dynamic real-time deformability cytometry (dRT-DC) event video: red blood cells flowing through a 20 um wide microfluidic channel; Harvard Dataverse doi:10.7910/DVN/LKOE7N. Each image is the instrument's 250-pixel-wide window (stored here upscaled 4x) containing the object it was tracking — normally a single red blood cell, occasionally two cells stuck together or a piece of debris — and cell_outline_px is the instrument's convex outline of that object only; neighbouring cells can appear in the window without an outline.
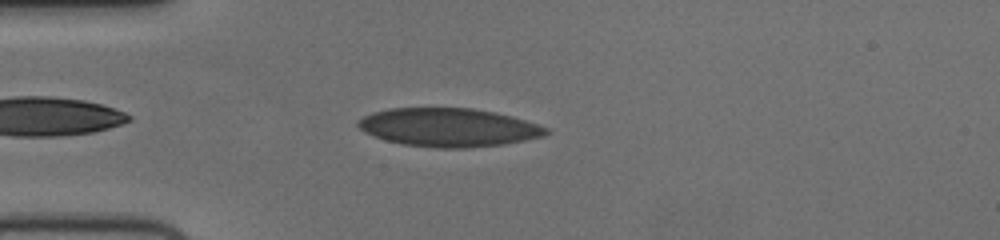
{"species": "human", "species_latin": "Homo sapiens", "temperature_condition": "cold", "stored_images_in_passage": 39, "camera_frame_rate_fps": 3000, "um_per_image_px": 0.085, "donor": {"sex": "female"}, "frame": {"image": 1, "passage_image": 4, "time_ms": 1.0, "image_size_px": [1000, 240], "cell_outline_px": [[548, 132], [544, 136], [524, 140], [500, 144], [464, 148], [436, 148], [404, 144], [388, 140], [364, 132], [356, 124], [364, 116], [372, 112], [388, 108], [472, 108], [496, 112], [512, 116], [548, 128]], "centroid_in_image_um": [38.12, 10.82], "position_along_channel_um": 46.9, "area_um2": 41.73}}
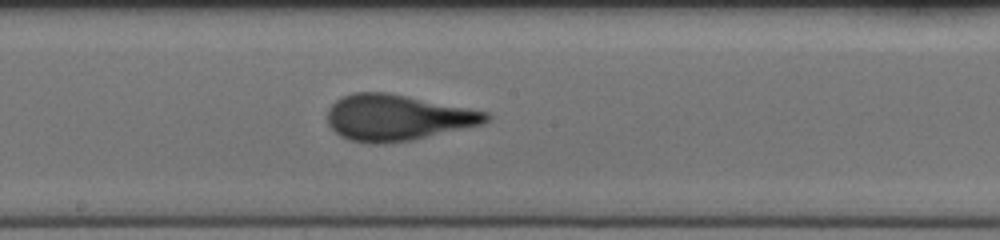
{"frame": {"image": 2, "passage_image": 19, "time_ms": 6.0, "image_size_px": [1000, 240], "cell_outline_px": [[492, 116], [484, 124], [412, 140], [384, 144], [368, 144], [348, 140], [340, 136], [328, 124], [328, 108], [340, 96], [352, 92], [388, 92], [488, 112]], "centroid_in_image_um": [33.75, 10.0], "position_along_channel_um": 214.5, "area_um2": 42.83}}
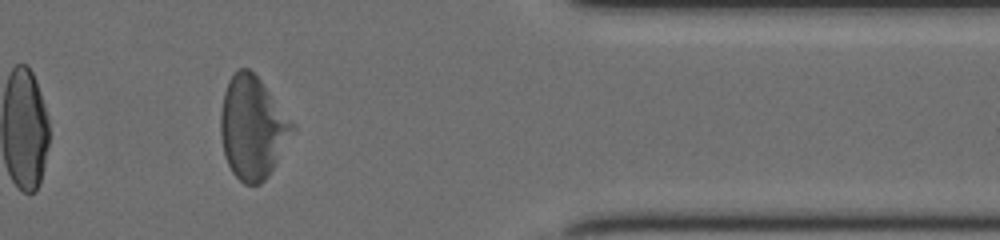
{"frame": {"image": 3, "passage_image": 35, "time_ms": 11.333, "image_size_px": [1000, 240], "cell_outline_px": [[292, 128], [268, 176], [260, 184], [244, 184], [232, 172], [224, 156], [220, 136], [220, 112], [224, 92], [228, 80], [240, 68], [248, 68], [260, 80], [292, 124]], "centroid_in_image_um": [21.36, 10.85], "position_along_channel_um": 390.0, "area_um2": 41.38}, "authors_computed_cell_mechanics": {"area_um2": 41.6738, "velocity_mm_per_s": 3.6984, "shape_relaxation_time_tau1_ms": 4.4075, "shape_relaxation_time_tau2_ms": null, "deformation_change_tau1": 0.1473, "deformation_change_tau2": null}}